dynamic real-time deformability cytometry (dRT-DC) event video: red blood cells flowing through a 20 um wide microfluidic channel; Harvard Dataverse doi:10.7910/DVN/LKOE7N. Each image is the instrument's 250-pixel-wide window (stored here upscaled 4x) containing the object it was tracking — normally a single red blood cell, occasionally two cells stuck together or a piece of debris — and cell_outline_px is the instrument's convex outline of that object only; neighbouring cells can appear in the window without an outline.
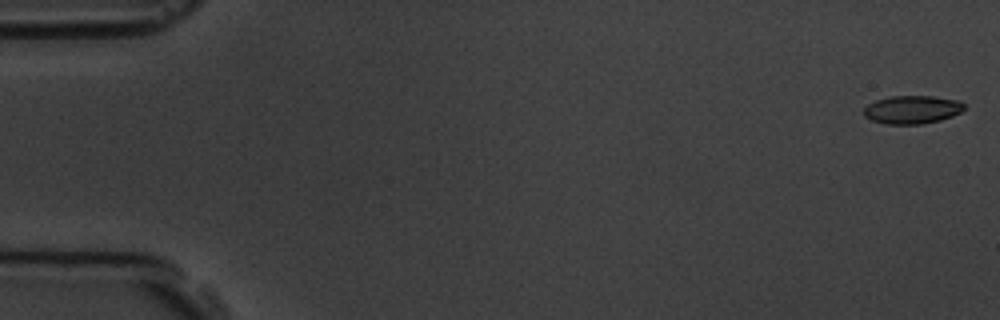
{"species": "common noctule bat (a hibernating species)", "species_latin": "Nyctalus noctula", "temperature_condition": "room temperature", "stored_images_in_passage": 5, "camera_frame_rate_fps": 3000, "um_per_image_px": 0.085, "animal": {"sex": "male", "body_mass_g": 19.5, "forearm_length_mm": 54.6}, "frame": {"image": 1, "passage_image": 1, "time_ms": 0.0, "image_size_px": [1000, 320], "cell_outline_px": [[964, 108], [960, 112], [952, 116], [940, 120], [920, 124], [884, 124], [872, 120], [864, 116], [864, 108], [868, 104], [876, 100], [892, 96], [932, 96], [960, 100], [964, 104]], "centroid_in_image_um": [77.53, 9.31], "position_along_channel_um": 7.5, "area_um2": 16.47}}
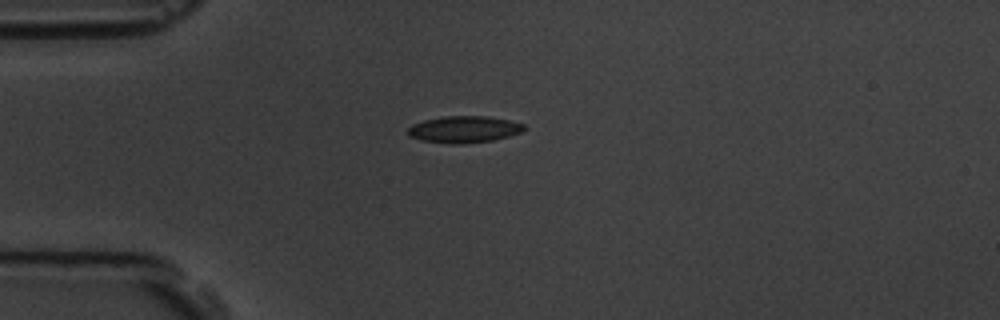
{"frame": {"image": 2, "passage_image": 4, "time_ms": 4.667, "image_size_px": [1000, 320], "cell_outline_px": [[524, 128], [520, 132], [508, 136], [492, 140], [460, 144], [452, 144], [420, 140], [408, 136], [408, 128], [412, 124], [424, 120], [444, 116], [488, 116], [508, 120], [524, 124]], "centroid_in_image_um": [39.39, 10.99], "position_along_channel_um": 45.6, "area_um2": 17.98}}